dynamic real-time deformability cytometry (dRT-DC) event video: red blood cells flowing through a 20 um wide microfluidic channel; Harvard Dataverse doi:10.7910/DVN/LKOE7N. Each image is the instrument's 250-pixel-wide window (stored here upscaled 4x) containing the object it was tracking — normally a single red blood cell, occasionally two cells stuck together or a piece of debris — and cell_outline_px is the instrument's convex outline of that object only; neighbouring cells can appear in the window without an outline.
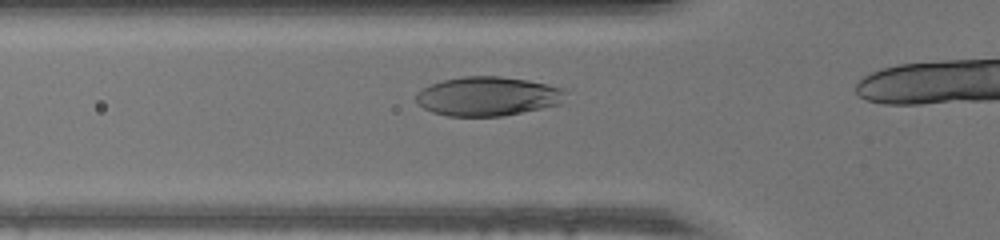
{"species": "human", "species_latin": "Homo sapiens", "temperature_condition": "warm", "stored_images_in_passage": 18, "camera_frame_rate_fps": 3000, "um_per_image_px": 0.085, "donor": {"sex": "male"}, "frame": {"image": 1, "passage_image": 5, "time_ms": 1.333, "image_size_px": [1000, 240], "cell_outline_px": [[568, 92], [560, 104], [504, 116], [448, 116], [432, 112], [424, 108], [416, 100], [416, 92], [432, 84], [444, 80], [464, 76], [500, 76], [528, 80], [564, 88]], "centroid_in_image_um": [41.49, 8.18], "position_along_channel_um": 84.3, "area_um2": 34.1}}
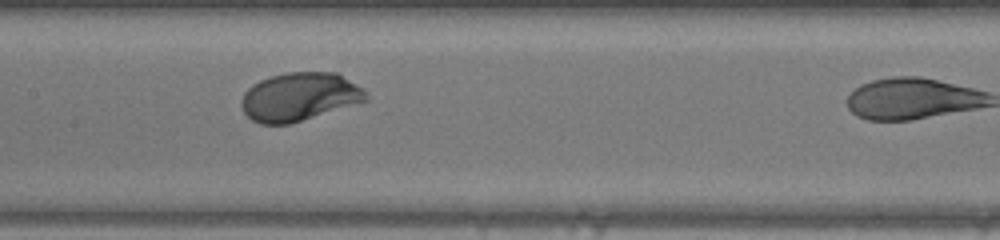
{"frame": {"image": 2, "passage_image": 12, "time_ms": 3.667, "image_size_px": [1000, 240], "cell_outline_px": [[368, 100], [288, 124], [260, 124], [252, 120], [244, 112], [240, 104], [240, 100], [244, 92], [252, 84], [260, 80], [272, 76], [288, 72], [336, 72], [364, 88], [368, 92]], "centroid_in_image_um": [25.44, 8.21], "position_along_channel_um": 182.0, "area_um2": 35.03}}
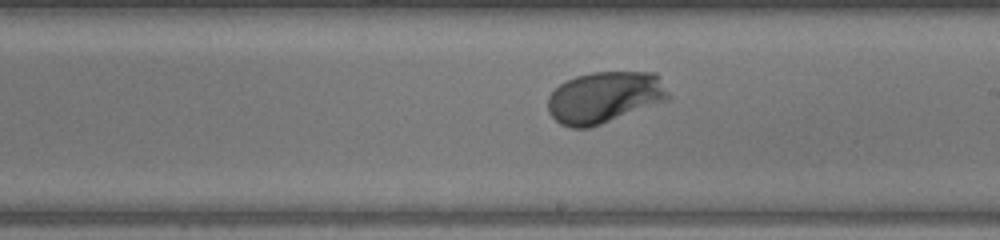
{"frame": {"image": 3, "passage_image": 16, "time_ms": 5.0, "image_size_px": [1000, 240], "cell_outline_px": [[672, 96], [668, 100], [600, 124], [588, 128], [572, 128], [560, 124], [548, 112], [548, 96], [560, 84], [576, 76], [592, 72], [656, 72]], "centroid_in_image_um": [51.4, 8.26], "position_along_channel_um": 237.6, "area_um2": 36.13}}